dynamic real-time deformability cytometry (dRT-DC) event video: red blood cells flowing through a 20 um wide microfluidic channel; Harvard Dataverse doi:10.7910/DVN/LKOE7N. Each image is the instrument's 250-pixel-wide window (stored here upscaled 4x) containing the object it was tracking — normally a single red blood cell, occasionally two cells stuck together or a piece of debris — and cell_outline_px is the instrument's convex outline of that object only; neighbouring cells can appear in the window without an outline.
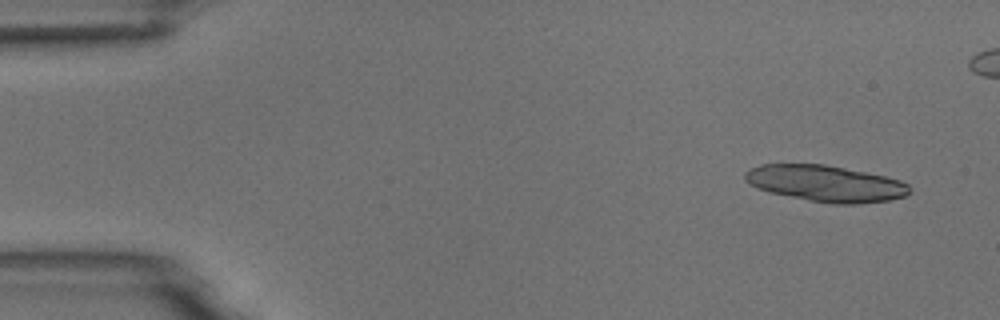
{"species": "common noctule bat (a hibernating species)", "species_latin": "Nyctalus noctula", "temperature_condition": "room temperature", "stored_images_in_passage": 8, "camera_frame_rate_fps": 3000, "um_per_image_px": 0.085, "animal": {"sex": "male", "body_mass_g": 18.8}, "frame": {"image": 1, "passage_image": 1, "time_ms": 0.0, "image_size_px": [1000, 320], "cell_outline_px": [[912, 192], [904, 196], [888, 200], [856, 204], [832, 204], [768, 192], [744, 180], [744, 172], [760, 164], [824, 164], [884, 176], [900, 180], [908, 184], [912, 188]], "centroid_in_image_um": [70.2, 15.59], "position_along_channel_um": 14.8, "area_um2": 34.56}}